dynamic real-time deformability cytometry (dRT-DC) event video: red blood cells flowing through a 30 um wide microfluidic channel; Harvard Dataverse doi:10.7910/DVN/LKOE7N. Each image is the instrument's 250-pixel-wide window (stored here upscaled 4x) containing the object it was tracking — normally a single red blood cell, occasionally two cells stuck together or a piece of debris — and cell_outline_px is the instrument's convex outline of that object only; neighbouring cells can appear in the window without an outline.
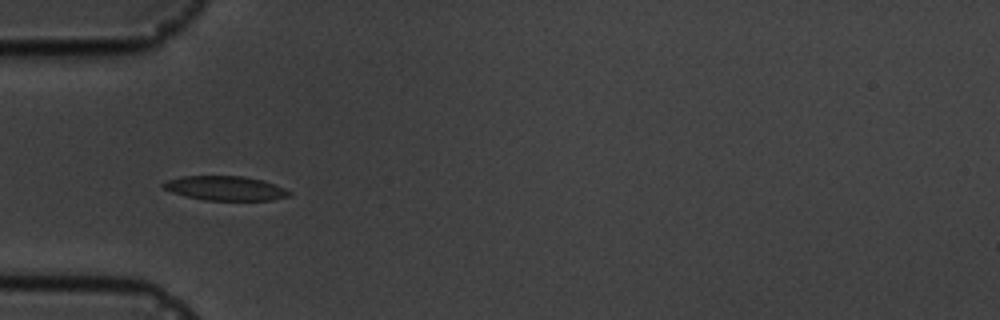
{"species": "common noctule bat (a hibernating species)", "species_latin": "Nyctalus noctula", "temperature_condition": "cold", "stored_images_in_passage": 7, "camera_frame_rate_fps": 3000, "um_per_image_px": 0.085, "animal": {"sex": "male", "body_mass_g": 19.5, "forearm_length_mm": 54.6}, "frame": {"image": 1, "passage_image": 3, "time_ms": 2.333, "image_size_px": [1000, 320], "cell_outline_px": [[292, 192], [288, 196], [272, 200], [204, 200], [184, 196], [172, 192], [164, 188], [160, 184], [168, 180], [184, 176], [244, 176], [264, 180], [284, 188]], "centroid_in_image_um": [19.15, 16.0], "position_along_channel_um": 65.8, "area_um2": 17.86}}
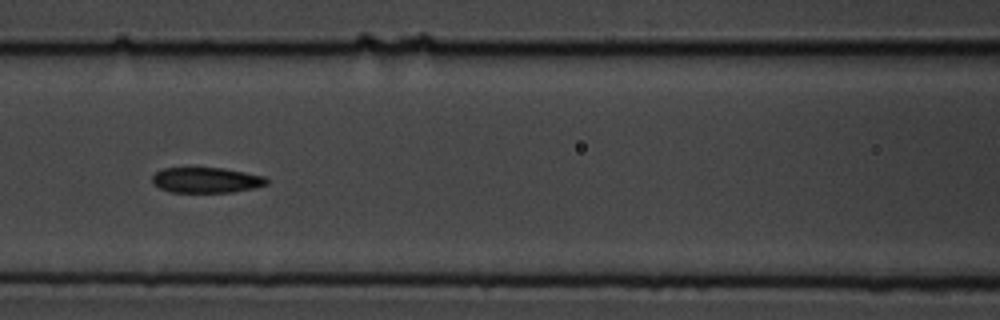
{"frame": {"image": 2, "passage_image": 5, "time_ms": 4.667, "image_size_px": [1000, 320], "cell_outline_px": [[268, 184], [252, 188], [232, 192], [168, 192], [152, 184], [152, 176], [160, 168], [224, 168], [264, 176], [268, 180]], "centroid_in_image_um": [17.49, 15.31], "position_along_channel_um": 149.1, "area_um2": 16.99}}
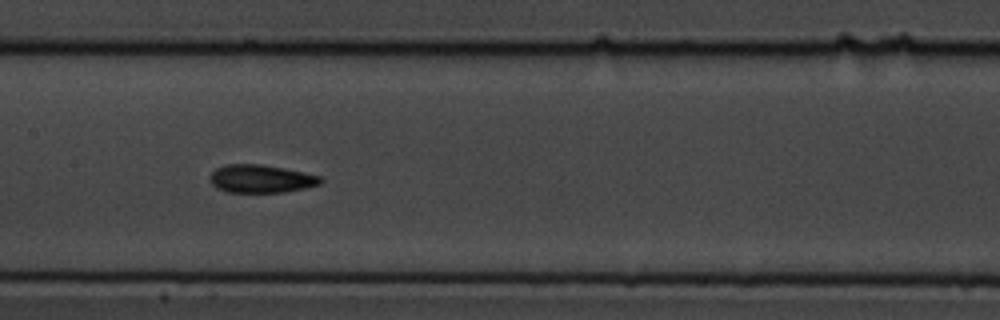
{"frame": {"image": 3, "passage_image": 6, "time_ms": 5.667, "image_size_px": [1000, 320], "cell_outline_px": [[324, 180], [320, 184], [304, 188], [284, 192], [228, 192], [216, 188], [208, 180], [208, 176], [216, 168], [224, 164], [260, 164], [284, 168], [320, 176]], "centroid_in_image_um": [22.14, 15.19], "position_along_channel_um": 185.3, "area_um2": 18.15}}